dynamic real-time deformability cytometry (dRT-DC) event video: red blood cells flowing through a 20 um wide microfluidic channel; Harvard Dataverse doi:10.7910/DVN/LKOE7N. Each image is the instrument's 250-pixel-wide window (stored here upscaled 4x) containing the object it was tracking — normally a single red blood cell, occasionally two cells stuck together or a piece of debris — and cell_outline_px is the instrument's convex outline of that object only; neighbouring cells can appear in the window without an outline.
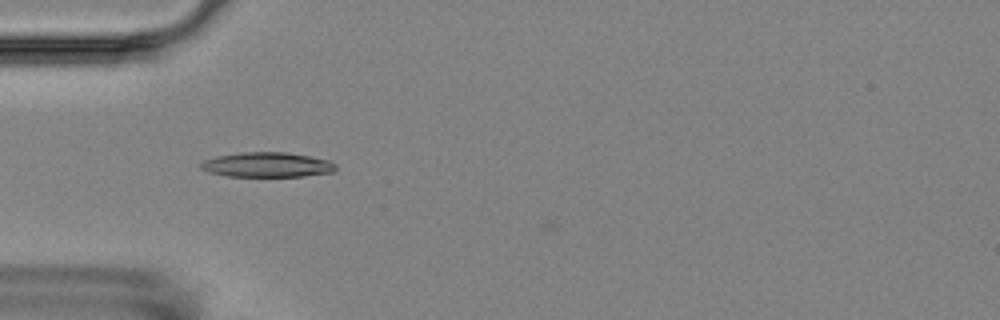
{"species": "Egyptian fruit bat (a non-hibernating species)", "species_latin": "Rousettus aegyptiacus", "temperature_condition": "room temperature", "stored_images_in_passage": 2, "camera_frame_rate_fps": 3000, "um_per_image_px": 0.085, "animal": {"sex": "female"}, "frame": {"image": 1, "passage_image": 1, "time_ms": 0.0, "image_size_px": [1000, 320], "cell_outline_px": [[336, 168], [332, 172], [304, 176], [224, 176], [208, 172], [200, 168], [200, 164], [204, 160], [216, 156], [240, 152], [284, 152], [308, 156], [328, 160], [336, 164]], "centroid_in_image_um": [22.67, 14.0], "position_along_channel_um": 62.3, "area_um2": 19.48}}